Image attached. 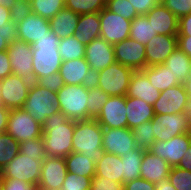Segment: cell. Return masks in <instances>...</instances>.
<instances>
[{"mask_svg": "<svg viewBox=\"0 0 191 190\" xmlns=\"http://www.w3.org/2000/svg\"><path fill=\"white\" fill-rule=\"evenodd\" d=\"M89 85H63L56 93V104L69 120L78 121L90 119L87 113Z\"/></svg>", "mask_w": 191, "mask_h": 190, "instance_id": "obj_4", "label": "cell"}, {"mask_svg": "<svg viewBox=\"0 0 191 190\" xmlns=\"http://www.w3.org/2000/svg\"><path fill=\"white\" fill-rule=\"evenodd\" d=\"M17 39V24L11 22L7 27H0V51L7 50L9 43Z\"/></svg>", "mask_w": 191, "mask_h": 190, "instance_id": "obj_48", "label": "cell"}, {"mask_svg": "<svg viewBox=\"0 0 191 190\" xmlns=\"http://www.w3.org/2000/svg\"><path fill=\"white\" fill-rule=\"evenodd\" d=\"M155 189L156 190H176L175 187L170 183L168 178L156 183Z\"/></svg>", "mask_w": 191, "mask_h": 190, "instance_id": "obj_59", "label": "cell"}, {"mask_svg": "<svg viewBox=\"0 0 191 190\" xmlns=\"http://www.w3.org/2000/svg\"><path fill=\"white\" fill-rule=\"evenodd\" d=\"M72 152L81 153L96 163L105 153L102 147L103 127L95 118L75 121Z\"/></svg>", "mask_w": 191, "mask_h": 190, "instance_id": "obj_3", "label": "cell"}, {"mask_svg": "<svg viewBox=\"0 0 191 190\" xmlns=\"http://www.w3.org/2000/svg\"><path fill=\"white\" fill-rule=\"evenodd\" d=\"M102 147L106 153L119 157L137 148L133 130L130 128H103Z\"/></svg>", "mask_w": 191, "mask_h": 190, "instance_id": "obj_14", "label": "cell"}, {"mask_svg": "<svg viewBox=\"0 0 191 190\" xmlns=\"http://www.w3.org/2000/svg\"><path fill=\"white\" fill-rule=\"evenodd\" d=\"M32 13L50 20L65 7V0H30Z\"/></svg>", "mask_w": 191, "mask_h": 190, "instance_id": "obj_37", "label": "cell"}, {"mask_svg": "<svg viewBox=\"0 0 191 190\" xmlns=\"http://www.w3.org/2000/svg\"><path fill=\"white\" fill-rule=\"evenodd\" d=\"M43 161H38L34 156L18 153L9 163H7L0 174L3 178L18 179L37 186Z\"/></svg>", "mask_w": 191, "mask_h": 190, "instance_id": "obj_7", "label": "cell"}, {"mask_svg": "<svg viewBox=\"0 0 191 190\" xmlns=\"http://www.w3.org/2000/svg\"><path fill=\"white\" fill-rule=\"evenodd\" d=\"M177 167L191 172V145L188 147Z\"/></svg>", "mask_w": 191, "mask_h": 190, "instance_id": "obj_57", "label": "cell"}, {"mask_svg": "<svg viewBox=\"0 0 191 190\" xmlns=\"http://www.w3.org/2000/svg\"><path fill=\"white\" fill-rule=\"evenodd\" d=\"M85 59L93 75L115 62L113 44L99 37L85 46Z\"/></svg>", "mask_w": 191, "mask_h": 190, "instance_id": "obj_17", "label": "cell"}, {"mask_svg": "<svg viewBox=\"0 0 191 190\" xmlns=\"http://www.w3.org/2000/svg\"><path fill=\"white\" fill-rule=\"evenodd\" d=\"M177 47V36L157 34L145 45L146 66L163 64Z\"/></svg>", "mask_w": 191, "mask_h": 190, "instance_id": "obj_20", "label": "cell"}, {"mask_svg": "<svg viewBox=\"0 0 191 190\" xmlns=\"http://www.w3.org/2000/svg\"><path fill=\"white\" fill-rule=\"evenodd\" d=\"M36 187L18 179L4 178L3 190H36Z\"/></svg>", "mask_w": 191, "mask_h": 190, "instance_id": "obj_51", "label": "cell"}, {"mask_svg": "<svg viewBox=\"0 0 191 190\" xmlns=\"http://www.w3.org/2000/svg\"><path fill=\"white\" fill-rule=\"evenodd\" d=\"M100 28L99 13L83 14L79 16L74 36L86 46L100 37Z\"/></svg>", "mask_w": 191, "mask_h": 190, "instance_id": "obj_27", "label": "cell"}, {"mask_svg": "<svg viewBox=\"0 0 191 190\" xmlns=\"http://www.w3.org/2000/svg\"><path fill=\"white\" fill-rule=\"evenodd\" d=\"M155 141H168L179 134L191 132V121L181 113L155 114L152 119Z\"/></svg>", "mask_w": 191, "mask_h": 190, "instance_id": "obj_10", "label": "cell"}, {"mask_svg": "<svg viewBox=\"0 0 191 190\" xmlns=\"http://www.w3.org/2000/svg\"><path fill=\"white\" fill-rule=\"evenodd\" d=\"M15 1L16 0H0V5L10 10Z\"/></svg>", "mask_w": 191, "mask_h": 190, "instance_id": "obj_61", "label": "cell"}, {"mask_svg": "<svg viewBox=\"0 0 191 190\" xmlns=\"http://www.w3.org/2000/svg\"><path fill=\"white\" fill-rule=\"evenodd\" d=\"M9 115L10 109L0 104V134L6 131Z\"/></svg>", "mask_w": 191, "mask_h": 190, "instance_id": "obj_56", "label": "cell"}, {"mask_svg": "<svg viewBox=\"0 0 191 190\" xmlns=\"http://www.w3.org/2000/svg\"><path fill=\"white\" fill-rule=\"evenodd\" d=\"M41 87L49 89L57 93L64 85L63 79L59 72L48 75L46 77H41L36 81Z\"/></svg>", "mask_w": 191, "mask_h": 190, "instance_id": "obj_47", "label": "cell"}, {"mask_svg": "<svg viewBox=\"0 0 191 190\" xmlns=\"http://www.w3.org/2000/svg\"><path fill=\"white\" fill-rule=\"evenodd\" d=\"M64 159L68 172L90 177L91 179L95 176L96 163H94L89 157L83 156L78 152H71Z\"/></svg>", "mask_w": 191, "mask_h": 190, "instance_id": "obj_33", "label": "cell"}, {"mask_svg": "<svg viewBox=\"0 0 191 190\" xmlns=\"http://www.w3.org/2000/svg\"><path fill=\"white\" fill-rule=\"evenodd\" d=\"M7 54L10 59L13 74L27 78L33 82L32 45L16 39L9 43Z\"/></svg>", "mask_w": 191, "mask_h": 190, "instance_id": "obj_13", "label": "cell"}, {"mask_svg": "<svg viewBox=\"0 0 191 190\" xmlns=\"http://www.w3.org/2000/svg\"><path fill=\"white\" fill-rule=\"evenodd\" d=\"M19 153V142L6 132L0 134V171Z\"/></svg>", "mask_w": 191, "mask_h": 190, "instance_id": "obj_38", "label": "cell"}, {"mask_svg": "<svg viewBox=\"0 0 191 190\" xmlns=\"http://www.w3.org/2000/svg\"><path fill=\"white\" fill-rule=\"evenodd\" d=\"M153 85L160 92L179 85L176 77L171 73L170 69L166 68L164 64L146 66L141 70Z\"/></svg>", "mask_w": 191, "mask_h": 190, "instance_id": "obj_31", "label": "cell"}, {"mask_svg": "<svg viewBox=\"0 0 191 190\" xmlns=\"http://www.w3.org/2000/svg\"><path fill=\"white\" fill-rule=\"evenodd\" d=\"M3 185H4V178H3V176L0 174V190H3Z\"/></svg>", "mask_w": 191, "mask_h": 190, "instance_id": "obj_63", "label": "cell"}, {"mask_svg": "<svg viewBox=\"0 0 191 190\" xmlns=\"http://www.w3.org/2000/svg\"><path fill=\"white\" fill-rule=\"evenodd\" d=\"M75 121L61 111L52 114L42 124V139L47 157L65 158L72 152Z\"/></svg>", "mask_w": 191, "mask_h": 190, "instance_id": "obj_1", "label": "cell"}, {"mask_svg": "<svg viewBox=\"0 0 191 190\" xmlns=\"http://www.w3.org/2000/svg\"><path fill=\"white\" fill-rule=\"evenodd\" d=\"M19 152L24 155L34 156L38 161H43L47 157L42 137L20 142Z\"/></svg>", "mask_w": 191, "mask_h": 190, "instance_id": "obj_41", "label": "cell"}, {"mask_svg": "<svg viewBox=\"0 0 191 190\" xmlns=\"http://www.w3.org/2000/svg\"><path fill=\"white\" fill-rule=\"evenodd\" d=\"M191 145V132L179 134L168 141H155L149 152L163 158L171 167L177 166Z\"/></svg>", "mask_w": 191, "mask_h": 190, "instance_id": "obj_11", "label": "cell"}, {"mask_svg": "<svg viewBox=\"0 0 191 190\" xmlns=\"http://www.w3.org/2000/svg\"><path fill=\"white\" fill-rule=\"evenodd\" d=\"M143 156L144 151L139 148H135L130 150L128 154L121 157L123 163L122 184L140 178V166Z\"/></svg>", "mask_w": 191, "mask_h": 190, "instance_id": "obj_32", "label": "cell"}, {"mask_svg": "<svg viewBox=\"0 0 191 190\" xmlns=\"http://www.w3.org/2000/svg\"><path fill=\"white\" fill-rule=\"evenodd\" d=\"M110 98L101 88L95 84L88 86V99H87V113L91 118H96L104 105V103Z\"/></svg>", "mask_w": 191, "mask_h": 190, "instance_id": "obj_36", "label": "cell"}, {"mask_svg": "<svg viewBox=\"0 0 191 190\" xmlns=\"http://www.w3.org/2000/svg\"><path fill=\"white\" fill-rule=\"evenodd\" d=\"M67 173L64 158L46 157L43 160L40 180L37 187L61 189Z\"/></svg>", "mask_w": 191, "mask_h": 190, "instance_id": "obj_19", "label": "cell"}, {"mask_svg": "<svg viewBox=\"0 0 191 190\" xmlns=\"http://www.w3.org/2000/svg\"><path fill=\"white\" fill-rule=\"evenodd\" d=\"M156 35L157 32L149 24L145 15L137 16L131 21L129 38L146 45Z\"/></svg>", "mask_w": 191, "mask_h": 190, "instance_id": "obj_34", "label": "cell"}, {"mask_svg": "<svg viewBox=\"0 0 191 190\" xmlns=\"http://www.w3.org/2000/svg\"><path fill=\"white\" fill-rule=\"evenodd\" d=\"M177 36H191V13L179 19V31Z\"/></svg>", "mask_w": 191, "mask_h": 190, "instance_id": "obj_54", "label": "cell"}, {"mask_svg": "<svg viewBox=\"0 0 191 190\" xmlns=\"http://www.w3.org/2000/svg\"><path fill=\"white\" fill-rule=\"evenodd\" d=\"M183 113L191 121V98H188Z\"/></svg>", "mask_w": 191, "mask_h": 190, "instance_id": "obj_60", "label": "cell"}, {"mask_svg": "<svg viewBox=\"0 0 191 190\" xmlns=\"http://www.w3.org/2000/svg\"><path fill=\"white\" fill-rule=\"evenodd\" d=\"M145 16L158 35H178L179 19L162 3L155 6Z\"/></svg>", "mask_w": 191, "mask_h": 190, "instance_id": "obj_22", "label": "cell"}, {"mask_svg": "<svg viewBox=\"0 0 191 190\" xmlns=\"http://www.w3.org/2000/svg\"><path fill=\"white\" fill-rule=\"evenodd\" d=\"M184 85H176L161 92L155 101L154 114L181 113L188 100Z\"/></svg>", "mask_w": 191, "mask_h": 190, "instance_id": "obj_18", "label": "cell"}, {"mask_svg": "<svg viewBox=\"0 0 191 190\" xmlns=\"http://www.w3.org/2000/svg\"><path fill=\"white\" fill-rule=\"evenodd\" d=\"M59 73L64 85H90L93 74L85 58L62 62Z\"/></svg>", "mask_w": 191, "mask_h": 190, "instance_id": "obj_21", "label": "cell"}, {"mask_svg": "<svg viewBox=\"0 0 191 190\" xmlns=\"http://www.w3.org/2000/svg\"><path fill=\"white\" fill-rule=\"evenodd\" d=\"M95 120L103 128H128L126 96H110Z\"/></svg>", "mask_w": 191, "mask_h": 190, "instance_id": "obj_16", "label": "cell"}, {"mask_svg": "<svg viewBox=\"0 0 191 190\" xmlns=\"http://www.w3.org/2000/svg\"><path fill=\"white\" fill-rule=\"evenodd\" d=\"M95 167V176L107 177L112 181L122 183L123 163L121 157L105 152L96 162Z\"/></svg>", "mask_w": 191, "mask_h": 190, "instance_id": "obj_30", "label": "cell"}, {"mask_svg": "<svg viewBox=\"0 0 191 190\" xmlns=\"http://www.w3.org/2000/svg\"><path fill=\"white\" fill-rule=\"evenodd\" d=\"M178 47L191 58V36H177Z\"/></svg>", "mask_w": 191, "mask_h": 190, "instance_id": "obj_55", "label": "cell"}, {"mask_svg": "<svg viewBox=\"0 0 191 190\" xmlns=\"http://www.w3.org/2000/svg\"><path fill=\"white\" fill-rule=\"evenodd\" d=\"M11 23L10 10L0 5V27H7Z\"/></svg>", "mask_w": 191, "mask_h": 190, "instance_id": "obj_58", "label": "cell"}, {"mask_svg": "<svg viewBox=\"0 0 191 190\" xmlns=\"http://www.w3.org/2000/svg\"><path fill=\"white\" fill-rule=\"evenodd\" d=\"M178 19L191 13V0H161Z\"/></svg>", "mask_w": 191, "mask_h": 190, "instance_id": "obj_45", "label": "cell"}, {"mask_svg": "<svg viewBox=\"0 0 191 190\" xmlns=\"http://www.w3.org/2000/svg\"><path fill=\"white\" fill-rule=\"evenodd\" d=\"M79 14L64 7L53 18L49 20L51 30L60 39L74 35L79 19Z\"/></svg>", "mask_w": 191, "mask_h": 190, "instance_id": "obj_28", "label": "cell"}, {"mask_svg": "<svg viewBox=\"0 0 191 190\" xmlns=\"http://www.w3.org/2000/svg\"><path fill=\"white\" fill-rule=\"evenodd\" d=\"M92 179L90 177L76 175L68 172L61 190H90Z\"/></svg>", "mask_w": 191, "mask_h": 190, "instance_id": "obj_44", "label": "cell"}, {"mask_svg": "<svg viewBox=\"0 0 191 190\" xmlns=\"http://www.w3.org/2000/svg\"><path fill=\"white\" fill-rule=\"evenodd\" d=\"M132 7H134L138 16L148 14L160 0H128Z\"/></svg>", "mask_w": 191, "mask_h": 190, "instance_id": "obj_50", "label": "cell"}, {"mask_svg": "<svg viewBox=\"0 0 191 190\" xmlns=\"http://www.w3.org/2000/svg\"><path fill=\"white\" fill-rule=\"evenodd\" d=\"M31 84L29 79L15 74L0 80V104L8 109L22 108Z\"/></svg>", "mask_w": 191, "mask_h": 190, "instance_id": "obj_9", "label": "cell"}, {"mask_svg": "<svg viewBox=\"0 0 191 190\" xmlns=\"http://www.w3.org/2000/svg\"><path fill=\"white\" fill-rule=\"evenodd\" d=\"M105 8L130 21L138 16L128 0H106Z\"/></svg>", "mask_w": 191, "mask_h": 190, "instance_id": "obj_42", "label": "cell"}, {"mask_svg": "<svg viewBox=\"0 0 191 190\" xmlns=\"http://www.w3.org/2000/svg\"><path fill=\"white\" fill-rule=\"evenodd\" d=\"M184 87L188 97L191 98V76L189 77L188 80H186Z\"/></svg>", "mask_w": 191, "mask_h": 190, "instance_id": "obj_62", "label": "cell"}, {"mask_svg": "<svg viewBox=\"0 0 191 190\" xmlns=\"http://www.w3.org/2000/svg\"><path fill=\"white\" fill-rule=\"evenodd\" d=\"M13 74L7 50L0 51V80Z\"/></svg>", "mask_w": 191, "mask_h": 190, "instance_id": "obj_53", "label": "cell"}, {"mask_svg": "<svg viewBox=\"0 0 191 190\" xmlns=\"http://www.w3.org/2000/svg\"><path fill=\"white\" fill-rule=\"evenodd\" d=\"M123 184L117 181H112L107 177L94 176L92 178L90 190H122Z\"/></svg>", "mask_w": 191, "mask_h": 190, "instance_id": "obj_49", "label": "cell"}, {"mask_svg": "<svg viewBox=\"0 0 191 190\" xmlns=\"http://www.w3.org/2000/svg\"><path fill=\"white\" fill-rule=\"evenodd\" d=\"M125 190H156L155 184L143 179L138 178L123 184Z\"/></svg>", "mask_w": 191, "mask_h": 190, "instance_id": "obj_52", "label": "cell"}, {"mask_svg": "<svg viewBox=\"0 0 191 190\" xmlns=\"http://www.w3.org/2000/svg\"><path fill=\"white\" fill-rule=\"evenodd\" d=\"M154 108L142 99L126 96V116L128 128L133 130L146 121H151L154 117Z\"/></svg>", "mask_w": 191, "mask_h": 190, "instance_id": "obj_26", "label": "cell"}, {"mask_svg": "<svg viewBox=\"0 0 191 190\" xmlns=\"http://www.w3.org/2000/svg\"><path fill=\"white\" fill-rule=\"evenodd\" d=\"M171 166L163 158L153 155L149 151H144V156L140 166V178L153 184L165 180L170 174Z\"/></svg>", "mask_w": 191, "mask_h": 190, "instance_id": "obj_24", "label": "cell"}, {"mask_svg": "<svg viewBox=\"0 0 191 190\" xmlns=\"http://www.w3.org/2000/svg\"><path fill=\"white\" fill-rule=\"evenodd\" d=\"M36 190H61V189H50L46 187H36Z\"/></svg>", "mask_w": 191, "mask_h": 190, "instance_id": "obj_64", "label": "cell"}, {"mask_svg": "<svg viewBox=\"0 0 191 190\" xmlns=\"http://www.w3.org/2000/svg\"><path fill=\"white\" fill-rule=\"evenodd\" d=\"M58 50L62 62L85 58V45L79 42L74 35L60 39Z\"/></svg>", "mask_w": 191, "mask_h": 190, "instance_id": "obj_35", "label": "cell"}, {"mask_svg": "<svg viewBox=\"0 0 191 190\" xmlns=\"http://www.w3.org/2000/svg\"><path fill=\"white\" fill-rule=\"evenodd\" d=\"M161 92L151 85L147 76L141 71H134L131 75L127 97L142 99L150 105H154Z\"/></svg>", "mask_w": 191, "mask_h": 190, "instance_id": "obj_25", "label": "cell"}, {"mask_svg": "<svg viewBox=\"0 0 191 190\" xmlns=\"http://www.w3.org/2000/svg\"><path fill=\"white\" fill-rule=\"evenodd\" d=\"M100 37L110 44L129 38L131 21L103 8L99 12Z\"/></svg>", "mask_w": 191, "mask_h": 190, "instance_id": "obj_12", "label": "cell"}, {"mask_svg": "<svg viewBox=\"0 0 191 190\" xmlns=\"http://www.w3.org/2000/svg\"><path fill=\"white\" fill-rule=\"evenodd\" d=\"M59 40L50 28L46 36L32 44L34 82L41 77L59 72L62 64L58 50Z\"/></svg>", "mask_w": 191, "mask_h": 190, "instance_id": "obj_2", "label": "cell"}, {"mask_svg": "<svg viewBox=\"0 0 191 190\" xmlns=\"http://www.w3.org/2000/svg\"><path fill=\"white\" fill-rule=\"evenodd\" d=\"M137 148L143 151H149L153 142H155V135L152 126V120L146 121L133 129Z\"/></svg>", "mask_w": 191, "mask_h": 190, "instance_id": "obj_40", "label": "cell"}, {"mask_svg": "<svg viewBox=\"0 0 191 190\" xmlns=\"http://www.w3.org/2000/svg\"><path fill=\"white\" fill-rule=\"evenodd\" d=\"M176 77L178 84L184 85L191 76V58L177 47L163 63Z\"/></svg>", "mask_w": 191, "mask_h": 190, "instance_id": "obj_29", "label": "cell"}, {"mask_svg": "<svg viewBox=\"0 0 191 190\" xmlns=\"http://www.w3.org/2000/svg\"><path fill=\"white\" fill-rule=\"evenodd\" d=\"M16 141L25 142L42 137V125L25 109H10V115L5 131Z\"/></svg>", "mask_w": 191, "mask_h": 190, "instance_id": "obj_8", "label": "cell"}, {"mask_svg": "<svg viewBox=\"0 0 191 190\" xmlns=\"http://www.w3.org/2000/svg\"><path fill=\"white\" fill-rule=\"evenodd\" d=\"M32 13L30 1L16 0L10 9L11 22L18 24Z\"/></svg>", "mask_w": 191, "mask_h": 190, "instance_id": "obj_46", "label": "cell"}, {"mask_svg": "<svg viewBox=\"0 0 191 190\" xmlns=\"http://www.w3.org/2000/svg\"><path fill=\"white\" fill-rule=\"evenodd\" d=\"M105 4L106 0H65V7L79 15L99 13Z\"/></svg>", "mask_w": 191, "mask_h": 190, "instance_id": "obj_39", "label": "cell"}, {"mask_svg": "<svg viewBox=\"0 0 191 190\" xmlns=\"http://www.w3.org/2000/svg\"><path fill=\"white\" fill-rule=\"evenodd\" d=\"M115 61L132 68L134 71L146 67V48L144 44L127 38L114 45Z\"/></svg>", "mask_w": 191, "mask_h": 190, "instance_id": "obj_15", "label": "cell"}, {"mask_svg": "<svg viewBox=\"0 0 191 190\" xmlns=\"http://www.w3.org/2000/svg\"><path fill=\"white\" fill-rule=\"evenodd\" d=\"M56 101L55 92L43 88L33 81L22 108L42 125L48 117L59 112Z\"/></svg>", "mask_w": 191, "mask_h": 190, "instance_id": "obj_6", "label": "cell"}, {"mask_svg": "<svg viewBox=\"0 0 191 190\" xmlns=\"http://www.w3.org/2000/svg\"><path fill=\"white\" fill-rule=\"evenodd\" d=\"M134 70L114 62L93 76V84L109 96H126Z\"/></svg>", "mask_w": 191, "mask_h": 190, "instance_id": "obj_5", "label": "cell"}, {"mask_svg": "<svg viewBox=\"0 0 191 190\" xmlns=\"http://www.w3.org/2000/svg\"><path fill=\"white\" fill-rule=\"evenodd\" d=\"M48 19L40 17L35 13L28 15L23 21L17 24V40L24 41L32 45L50 29Z\"/></svg>", "mask_w": 191, "mask_h": 190, "instance_id": "obj_23", "label": "cell"}, {"mask_svg": "<svg viewBox=\"0 0 191 190\" xmlns=\"http://www.w3.org/2000/svg\"><path fill=\"white\" fill-rule=\"evenodd\" d=\"M170 183L176 190H191V172L174 166L168 175Z\"/></svg>", "mask_w": 191, "mask_h": 190, "instance_id": "obj_43", "label": "cell"}]
</instances>
